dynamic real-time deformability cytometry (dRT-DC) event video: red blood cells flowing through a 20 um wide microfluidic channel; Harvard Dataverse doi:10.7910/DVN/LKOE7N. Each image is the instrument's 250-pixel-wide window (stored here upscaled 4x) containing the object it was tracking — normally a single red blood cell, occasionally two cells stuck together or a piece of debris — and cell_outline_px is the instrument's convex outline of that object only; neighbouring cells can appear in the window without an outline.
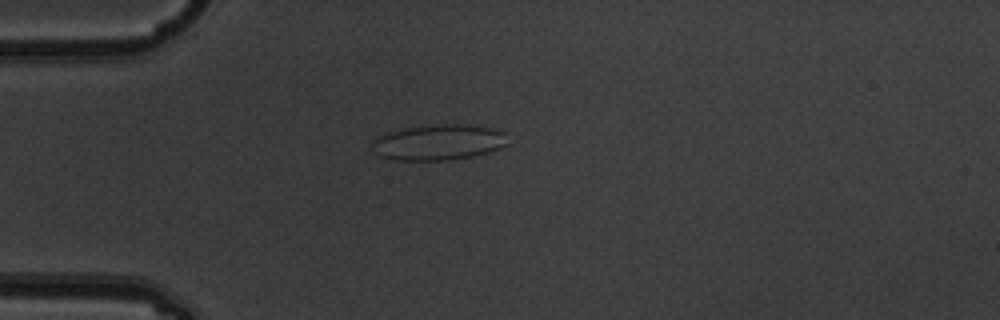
{"species": "common noctule bat (a hibernating species)", "species_latin": "Nyctalus noctula", "temperature_condition": "warm", "stored_images_in_passage": 2, "camera_frame_rate_fps": 3000, "um_per_image_px": 0.085, "animal": {"sex": "male", "body_mass_g": 19.5, "forearm_length_mm": 54.6}, "frame": {"image": 1, "passage_image": 1, "time_ms": 0.0, "image_size_px": [1000, 320], "cell_outline_px": [[508, 144], [500, 148], [488, 152], [472, 156], [444, 160], [396, 160], [380, 156], [372, 152], [372, 140], [376, 136], [384, 132], [404, 128], [436, 124], [468, 124], [488, 128], [504, 132]], "centroid_in_image_um": [37.2, 12.09], "position_along_channel_um": 47.8, "area_um2": 28.32}}